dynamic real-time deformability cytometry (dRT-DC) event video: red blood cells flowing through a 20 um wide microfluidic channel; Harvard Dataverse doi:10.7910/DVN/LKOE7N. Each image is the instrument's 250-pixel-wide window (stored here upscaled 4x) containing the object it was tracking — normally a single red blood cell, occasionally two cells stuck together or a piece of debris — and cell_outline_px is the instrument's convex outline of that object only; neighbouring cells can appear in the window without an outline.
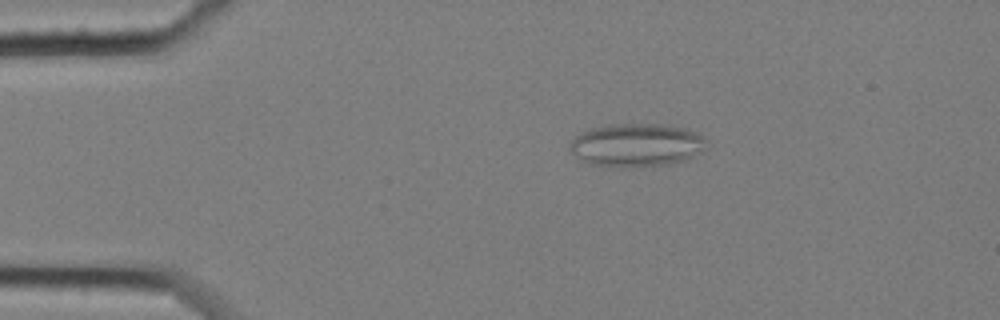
{"species": "common noctule bat (a hibernating species)", "species_latin": "Nyctalus noctula", "temperature_condition": "cold", "stored_images_in_passage": 56, "camera_frame_rate_fps": 3000, "um_per_image_px": 0.085, "animal": {"sex": "female", "body_mass_g": 25.1}, "frame": {"image": 1, "passage_image": 8, "time_ms": 2.333, "image_size_px": [1000, 320], "cell_outline_px": [[708, 148], [704, 152], [684, 160], [664, 164], [588, 164], [580, 160], [568, 148], [568, 144], [580, 132], [592, 128], [608, 124], [664, 124], [684, 128], [696, 132], [708, 140]], "centroid_in_image_um": [54.15, 12.27], "position_along_channel_um": 30.9, "area_um2": 33.81}}
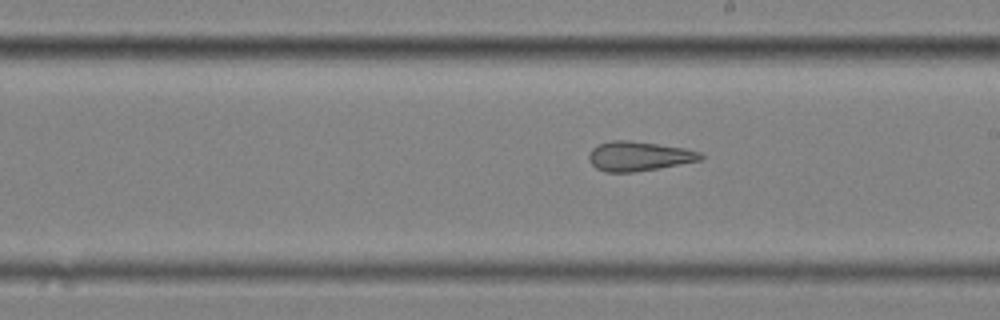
{"frame": {"image": 2, "passage_image": 30, "time_ms": 9.667, "image_size_px": [1000, 320], "cell_outline_px": [[704, 156], [700, 160], [680, 164], [632, 172], [608, 172], [596, 168], [588, 160], [588, 156], [592, 148], [600, 144], [612, 140], [628, 140], [684, 148], [700, 152]], "centroid_in_image_um": [54.27, 13.27], "position_along_channel_um": 234.7, "area_um2": 18.9}}
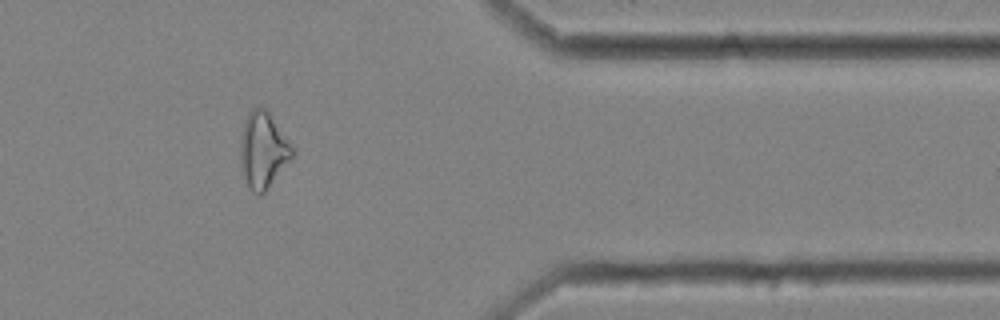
{"frame": {"image": 3, "passage_image": 45, "time_ms": 14.667, "image_size_px": [1000, 320], "cell_outline_px": [[296, 152], [264, 192], [260, 196], [256, 196], [248, 188], [244, 176], [240, 152], [240, 136], [244, 120], [248, 112], [256, 104], [268, 108]], "centroid_in_image_um": [22.35, 12.69], "position_along_channel_um": 389.0, "area_um2": 23.35}}